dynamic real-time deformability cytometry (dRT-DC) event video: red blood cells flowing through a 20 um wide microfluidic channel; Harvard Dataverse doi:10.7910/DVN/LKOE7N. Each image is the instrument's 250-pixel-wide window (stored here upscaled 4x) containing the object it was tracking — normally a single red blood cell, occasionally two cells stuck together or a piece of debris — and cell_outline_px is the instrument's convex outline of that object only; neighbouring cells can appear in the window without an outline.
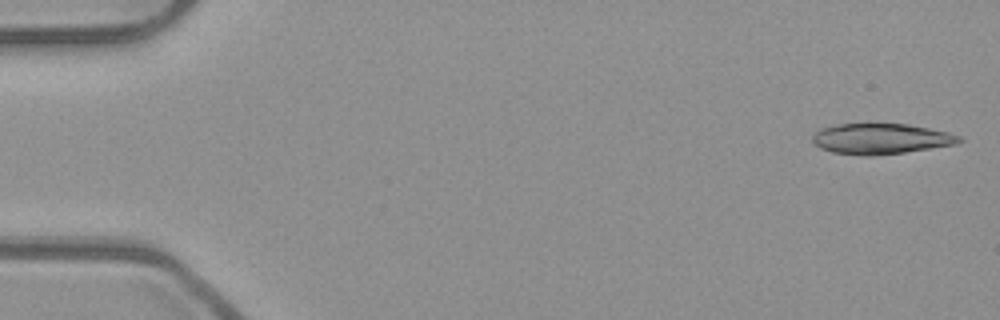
{"species": "common noctule bat (a hibernating species)", "species_latin": "Nyctalus noctula", "temperature_condition": "room temperature", "stored_images_in_passage": 51, "segment_of_instrument_passage": [1, 2], "camera_frame_rate_fps": 3000, "um_per_image_px": 0.085, "animal": {"sex": "male", "body_mass_g": 23.1, "forearm_length_mm": 52.7}, "frame": {"image": 1, "passage_image": 1, "time_ms": 0.0, "image_size_px": [1000, 320], "cell_outline_px": [[964, 140], [956, 144], [904, 152], [872, 156], [864, 156], [832, 152], [820, 148], [812, 140], [812, 136], [820, 128], [836, 124], [908, 124], [948, 132], [960, 136]], "centroid_in_image_um": [74.86, 11.8], "position_along_channel_um": 10.1, "area_um2": 26.07}}
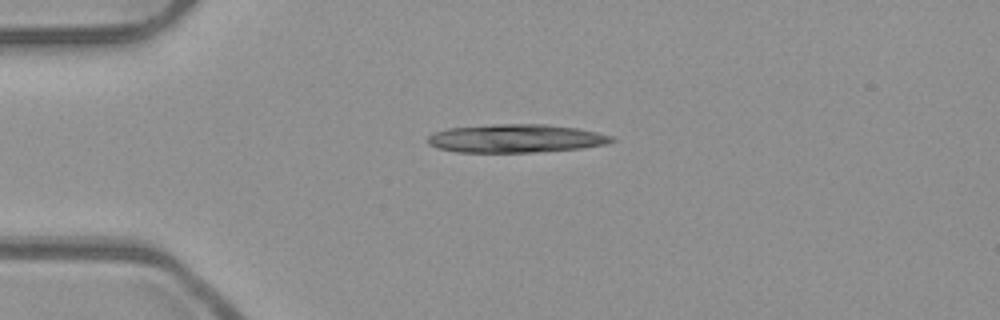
{"frame": {"image": 2, "passage_image": 12, "time_ms": 3.667, "image_size_px": [1000, 320], "cell_outline_px": [[616, 140], [604, 144], [580, 148], [532, 152], [456, 152], [440, 148], [428, 144], [428, 136], [432, 132], [448, 128], [496, 124], [548, 124], [576, 128], [596, 132], [612, 136]], "centroid_in_image_um": [43.81, 11.76], "position_along_channel_um": 41.2, "area_um2": 30.17}}